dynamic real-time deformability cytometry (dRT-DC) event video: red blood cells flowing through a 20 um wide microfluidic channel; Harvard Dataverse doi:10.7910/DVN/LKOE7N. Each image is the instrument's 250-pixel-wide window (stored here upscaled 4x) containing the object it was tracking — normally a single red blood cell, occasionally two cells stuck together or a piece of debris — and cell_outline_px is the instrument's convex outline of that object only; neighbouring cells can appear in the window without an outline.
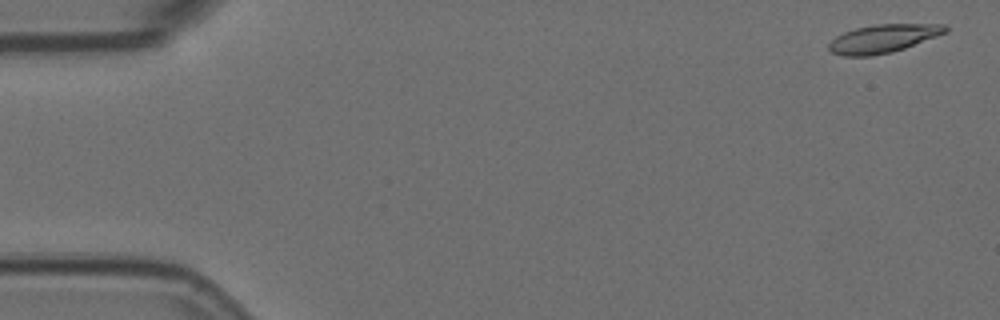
{"species": "Egyptian fruit bat (a non-hibernating species)", "species_latin": "Rousettus aegyptiacus", "temperature_condition": "room temperature", "stored_images_in_passage": 12, "camera_frame_rate_fps": 3000, "um_per_image_px": 0.085, "animal": {"sex": "female"}, "frame": {"image": 1, "passage_image": 2, "time_ms": 0.333, "image_size_px": [1000, 320], "cell_outline_px": [[948, 32], [904, 48], [892, 52], [872, 56], [844, 56], [832, 52], [828, 48], [828, 44], [836, 36], [844, 32], [856, 28], [876, 24], [944, 24], [948, 28]], "centroid_in_image_um": [75.06, 3.28], "position_along_channel_um": 9.9, "area_um2": 19.13}}